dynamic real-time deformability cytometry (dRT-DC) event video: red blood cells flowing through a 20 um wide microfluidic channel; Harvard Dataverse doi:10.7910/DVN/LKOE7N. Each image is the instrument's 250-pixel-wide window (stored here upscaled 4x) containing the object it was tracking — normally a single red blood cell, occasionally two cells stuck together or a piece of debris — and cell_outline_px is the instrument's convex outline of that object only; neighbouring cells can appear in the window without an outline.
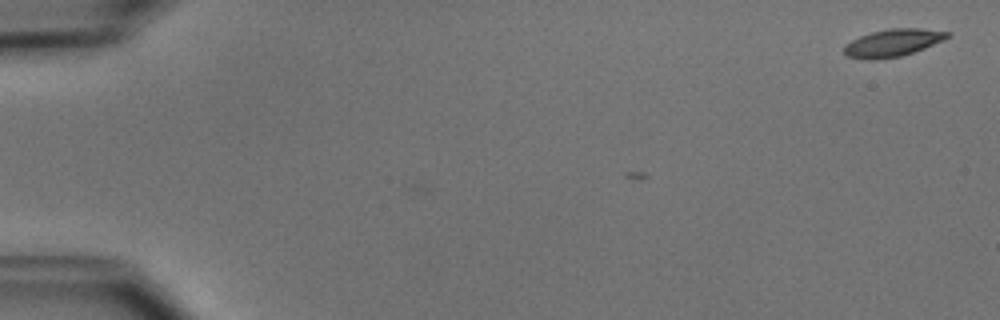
{"species": "common noctule bat (a hibernating species)", "species_latin": "Nyctalus noctula", "temperature_condition": "cold", "stored_images_in_passage": 2, "camera_frame_rate_fps": 3000, "um_per_image_px": 0.085, "animal": {"sex": "male", "body_mass_g": 15.6}, "frame": {"image": 1, "passage_image": 2, "time_ms": 0.333, "image_size_px": [1000, 320], "cell_outline_px": [[952, 32], [944, 40], [924, 48], [900, 56], [872, 60], [868, 60], [848, 56], [844, 52], [844, 44], [860, 36], [872, 32], [888, 28], [920, 28]], "centroid_in_image_um": [75.89, 3.63], "position_along_channel_um": 9.1, "area_um2": 16.42}}